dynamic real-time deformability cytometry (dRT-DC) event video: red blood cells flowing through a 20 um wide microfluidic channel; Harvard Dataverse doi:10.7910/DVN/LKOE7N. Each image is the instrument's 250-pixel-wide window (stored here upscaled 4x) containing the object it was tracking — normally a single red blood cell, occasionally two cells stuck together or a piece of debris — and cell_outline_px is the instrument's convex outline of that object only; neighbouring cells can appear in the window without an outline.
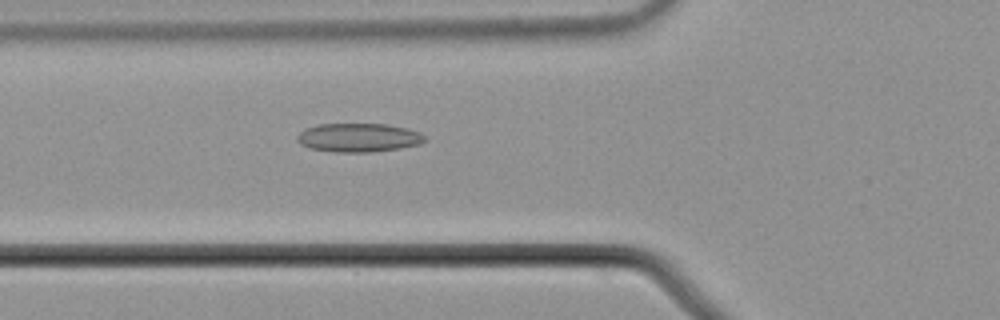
{"species": "common noctule bat (a hibernating species)", "species_latin": "Nyctalus noctula", "temperature_condition": "cold", "stored_images_in_passage": 3, "camera_frame_rate_fps": 3000, "um_per_image_px": 0.085, "animal": {"sex": "male", "body_mass_g": 21.5, "forearm_length_mm": 52.0}, "frame": {"image": 1, "passage_image": 3, "time_ms": 0.667, "image_size_px": [1000, 320], "cell_outline_px": [[424, 140], [420, 144], [400, 148], [368, 152], [336, 152], [312, 148], [300, 144], [296, 140], [296, 136], [300, 132], [316, 124], [388, 124], [408, 128], [420, 132], [424, 136]], "centroid_in_image_um": [30.48, 11.69], "position_along_channel_um": 95.3, "area_um2": 21.27}}